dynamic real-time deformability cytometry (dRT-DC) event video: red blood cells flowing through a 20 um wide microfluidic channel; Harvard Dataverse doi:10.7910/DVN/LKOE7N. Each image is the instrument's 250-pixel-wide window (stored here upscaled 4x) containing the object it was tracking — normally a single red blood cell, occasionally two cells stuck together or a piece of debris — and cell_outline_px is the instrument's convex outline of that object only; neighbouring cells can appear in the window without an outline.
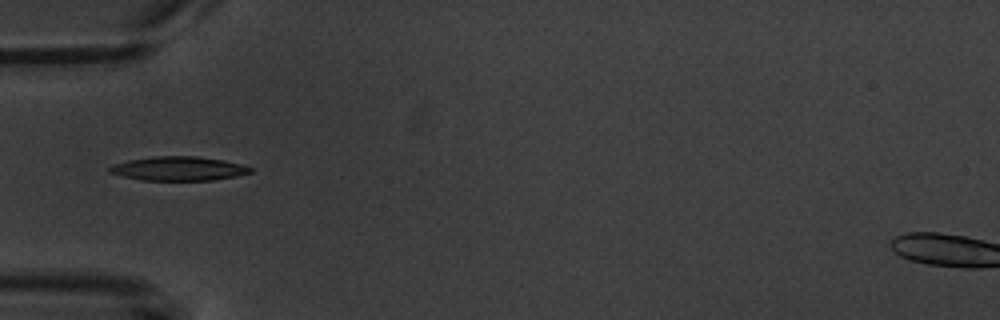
{"species": "common noctule bat (a hibernating species)", "species_latin": "Nyctalus noctula", "temperature_condition": "warm", "stored_images_in_passage": 3, "camera_frame_rate_fps": 3000, "um_per_image_px": 0.085, "animal": {"sex": "male", "body_mass_g": 20.1, "forearm_length_mm": 53.5}, "frame": {"image": 1, "passage_image": 1, "time_ms": 0.0, "image_size_px": [1000, 320], "cell_outline_px": [[252, 172], [236, 176], [212, 180], [140, 180], [108, 172], [108, 168], [116, 164], [128, 160], [156, 156], [196, 156], [224, 160], [244, 164], [252, 168]], "centroid_in_image_um": [15.22, 14.33], "position_along_channel_um": 69.8, "area_um2": 19.65}}
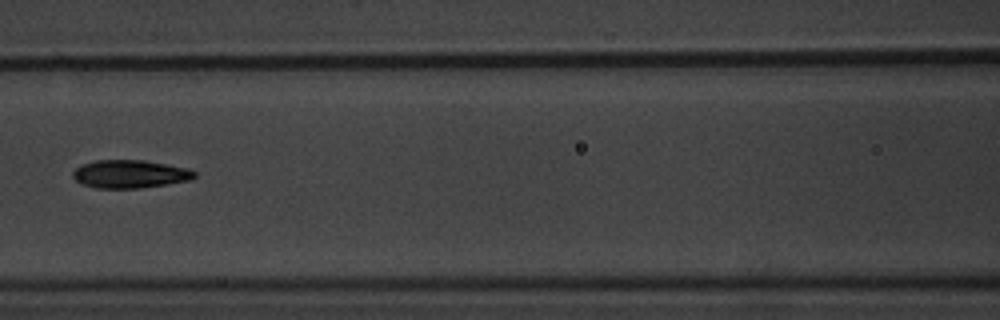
{"frame": {"image": 2, "passage_image": 3, "time_ms": 2.333, "image_size_px": [1000, 320], "cell_outline_px": [[196, 176], [192, 180], [168, 184], [140, 188], [96, 188], [80, 184], [72, 176], [72, 172], [80, 164], [96, 160], [144, 160], [188, 168], [196, 172]], "centroid_in_image_um": [11.04, 14.79], "position_along_channel_um": 155.6, "area_um2": 20.11}}